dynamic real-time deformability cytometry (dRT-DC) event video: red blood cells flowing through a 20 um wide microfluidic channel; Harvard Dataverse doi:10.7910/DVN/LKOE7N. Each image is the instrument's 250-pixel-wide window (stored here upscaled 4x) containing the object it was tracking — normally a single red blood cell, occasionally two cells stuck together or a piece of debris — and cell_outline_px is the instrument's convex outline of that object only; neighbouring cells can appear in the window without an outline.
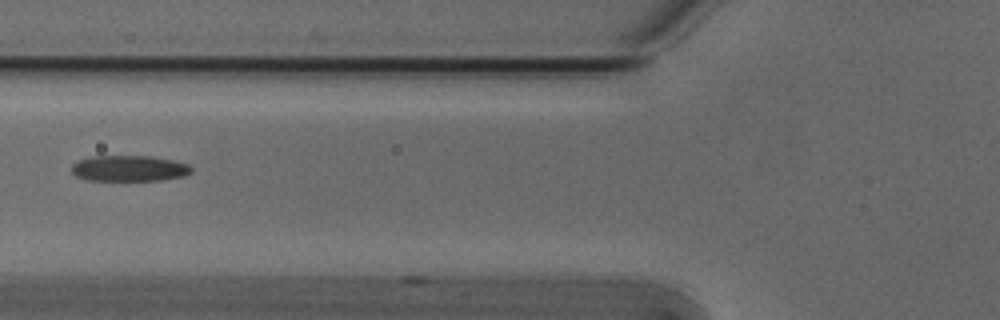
{"species": "Egyptian fruit bat (a non-hibernating species)", "species_latin": "Rousettus aegyptiacus", "temperature_condition": "cold", "stored_images_in_passage": 9, "camera_frame_rate_fps": 3000, "um_per_image_px": 0.085, "animal": {"sex": "male"}, "frame": {"image": 1, "passage_image": 7, "time_ms": 2.0, "image_size_px": [1000, 320], "cell_outline_px": [[192, 172], [184, 176], [160, 180], [88, 180], [76, 176], [72, 172], [72, 164], [88, 156], [152, 156], [172, 160], [188, 164], [192, 168]], "centroid_in_image_um": [10.98, 14.31], "position_along_channel_um": 114.8, "area_um2": 18.03}}